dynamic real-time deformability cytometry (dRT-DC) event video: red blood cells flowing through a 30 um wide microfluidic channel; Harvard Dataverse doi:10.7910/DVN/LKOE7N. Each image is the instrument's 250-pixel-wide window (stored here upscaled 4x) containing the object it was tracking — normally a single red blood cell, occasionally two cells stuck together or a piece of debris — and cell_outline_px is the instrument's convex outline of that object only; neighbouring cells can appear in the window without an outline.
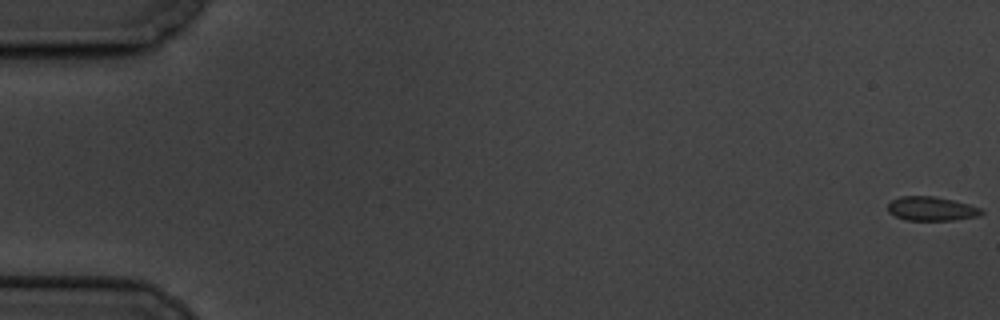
{"species": "common noctule bat (a hibernating species)", "species_latin": "Nyctalus noctula", "temperature_condition": "cold", "stored_images_in_passage": 7, "segment_of_instrument_passage": [1, 2], "camera_frame_rate_fps": 3000, "um_per_image_px": 0.085, "animal": {"sex": "male", "body_mass_g": 19.5, "forearm_length_mm": 54.6}, "frame": {"image": 1, "passage_image": 1, "time_ms": 0.0, "image_size_px": [1000, 320], "cell_outline_px": [[984, 212], [980, 216], [952, 220], [904, 220], [888, 212], [888, 204], [892, 200], [900, 196], [936, 196], [968, 204], [980, 208]], "centroid_in_image_um": [79.16, 17.74], "position_along_channel_um": 5.8, "area_um2": 13.12}}
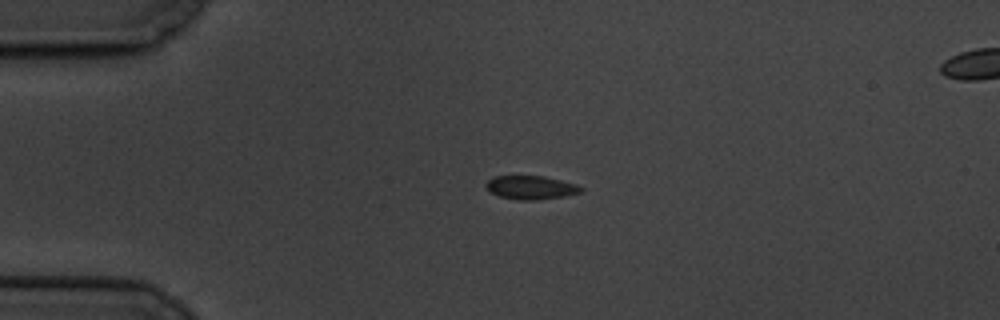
{"frame": {"image": 2, "passage_image": 5, "time_ms": 4.667, "image_size_px": [1000, 320], "cell_outline_px": [[584, 192], [564, 196], [532, 200], [520, 200], [500, 196], [492, 192], [484, 184], [488, 180], [496, 176], [544, 176], [576, 184], [584, 188]], "centroid_in_image_um": [45.17, 15.93], "position_along_channel_um": 39.8, "area_um2": 12.89}}